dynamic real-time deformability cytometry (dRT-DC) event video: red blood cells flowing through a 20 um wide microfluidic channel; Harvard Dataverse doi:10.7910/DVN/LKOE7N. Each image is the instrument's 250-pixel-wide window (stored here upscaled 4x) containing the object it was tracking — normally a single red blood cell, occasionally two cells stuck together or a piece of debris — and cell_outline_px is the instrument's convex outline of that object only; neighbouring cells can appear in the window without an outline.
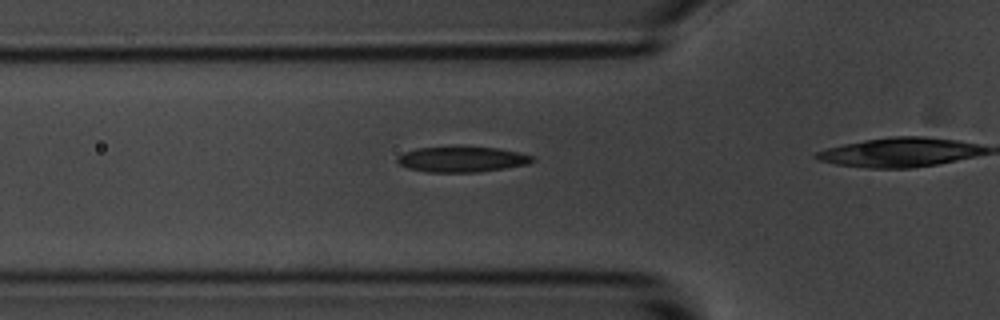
{"species": "common noctule bat (a hibernating species)", "species_latin": "Nyctalus noctula", "temperature_condition": "room temperature", "stored_images_in_passage": 13, "camera_frame_rate_fps": 3000, "um_per_image_px": 0.085, "animal": {"sex": "male", "body_mass_g": 20.1, "forearm_length_mm": 53.5}, "frame": {"image": 1, "passage_image": 8, "time_ms": 2.333, "image_size_px": [1000, 320], "cell_outline_px": [[536, 160], [528, 164], [480, 172], [428, 172], [408, 168], [400, 164], [396, 160], [396, 156], [404, 152], [416, 148], [500, 148], [520, 152], [532, 156]], "centroid_in_image_um": [39.28, 13.55], "position_along_channel_um": 86.5, "area_um2": 19.77}}
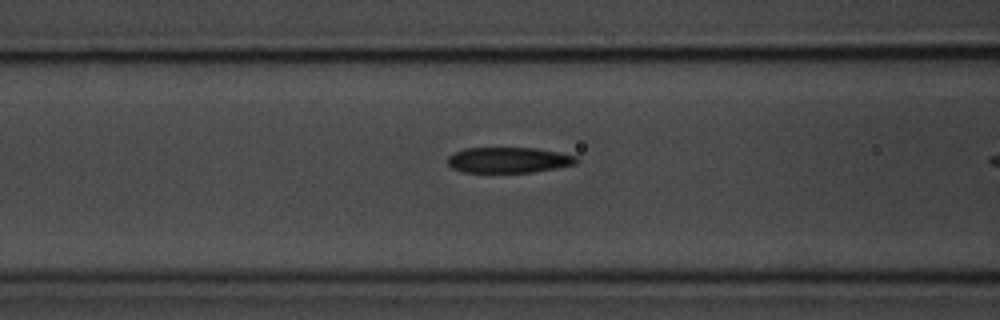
{"frame": {"image": 2, "passage_image": 11, "time_ms": 3.333, "image_size_px": [1000, 320], "cell_outline_px": [[576, 164], [532, 172], [464, 172], [452, 168], [448, 164], [448, 156], [452, 152], [464, 148], [536, 148], [576, 156]], "centroid_in_image_um": [43.16, 13.6], "position_along_channel_um": 123.4, "area_um2": 19.07}}